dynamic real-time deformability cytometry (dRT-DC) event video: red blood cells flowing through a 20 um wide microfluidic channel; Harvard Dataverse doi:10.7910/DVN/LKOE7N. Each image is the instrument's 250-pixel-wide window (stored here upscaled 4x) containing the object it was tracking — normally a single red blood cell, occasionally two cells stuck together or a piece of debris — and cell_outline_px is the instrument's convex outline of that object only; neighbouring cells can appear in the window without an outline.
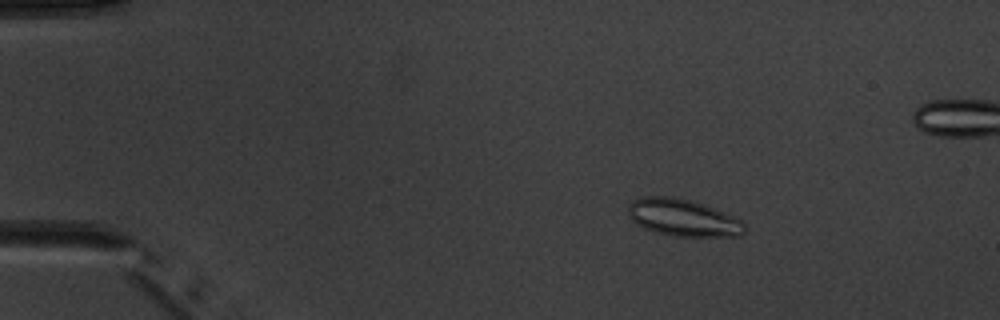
{"species": "common noctule bat (a hibernating species)", "species_latin": "Nyctalus noctula", "temperature_condition": "warm", "stored_images_in_passage": 6, "camera_frame_rate_fps": 3000, "um_per_image_px": 0.085, "animal": {"sex": "male", "body_mass_g": 20.1, "forearm_length_mm": 53.5}, "frame": {"image": 1, "passage_image": 3, "time_ms": 2.333, "image_size_px": [1000, 320], "cell_outline_px": [[744, 232], [740, 236], [676, 236], [656, 232], [644, 228], [636, 224], [632, 220], [628, 212], [628, 204], [632, 200], [644, 196], [672, 196], [692, 200], [704, 204], [724, 212], [740, 220], [744, 224]], "centroid_in_image_um": [58.02, 18.49], "position_along_channel_um": 27.0, "area_um2": 25.14}}